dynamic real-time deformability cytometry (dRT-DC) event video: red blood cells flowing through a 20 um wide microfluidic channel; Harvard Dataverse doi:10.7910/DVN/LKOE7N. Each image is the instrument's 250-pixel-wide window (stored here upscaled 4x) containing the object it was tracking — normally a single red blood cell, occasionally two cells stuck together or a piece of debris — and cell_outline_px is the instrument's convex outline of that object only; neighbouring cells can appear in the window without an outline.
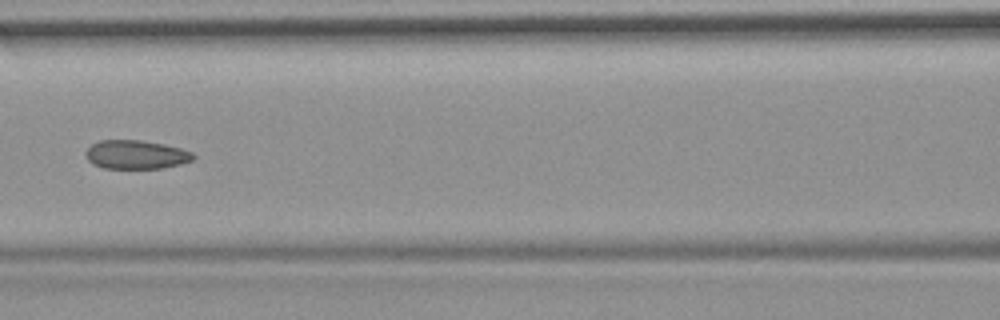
{"species": "common noctule bat (a hibernating species)", "species_latin": "Nyctalus noctula", "temperature_condition": "room temperature", "stored_images_in_passage": 9, "camera_frame_rate_fps": 3000, "um_per_image_px": 0.085, "animal": {"sex": "female", "body_mass_g": 19.9}, "frame": {"image": 1, "passage_image": 6, "time_ms": 5.667, "image_size_px": [1000, 320], "cell_outline_px": [[196, 156], [192, 160], [180, 164], [164, 168], [104, 168], [92, 164], [88, 160], [84, 152], [92, 144], [100, 140], [140, 140], [164, 144], [180, 148], [192, 152]], "centroid_in_image_um": [11.55, 13.14], "position_along_channel_um": 155.0, "area_um2": 18.03}}
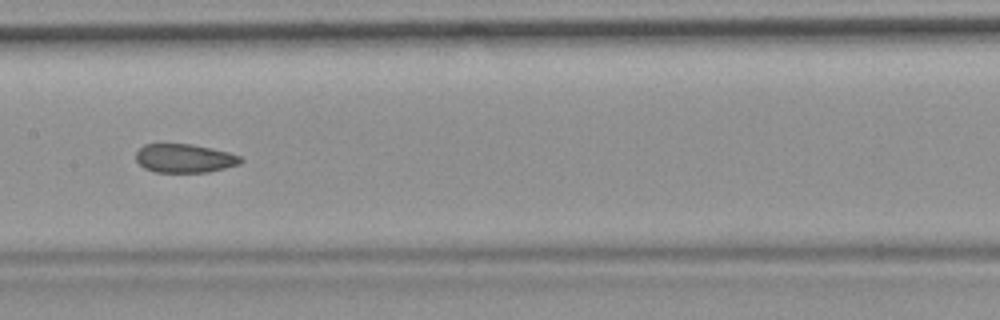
{"frame": {"image": 2, "passage_image": 7, "time_ms": 6.667, "image_size_px": [1000, 320], "cell_outline_px": [[244, 160], [240, 164], [208, 172], [152, 172], [144, 168], [136, 160], [136, 152], [144, 144], [192, 144], [212, 148], [228, 152], [240, 156]], "centroid_in_image_um": [15.68, 13.46], "position_along_channel_um": 191.7, "area_um2": 17.57}}